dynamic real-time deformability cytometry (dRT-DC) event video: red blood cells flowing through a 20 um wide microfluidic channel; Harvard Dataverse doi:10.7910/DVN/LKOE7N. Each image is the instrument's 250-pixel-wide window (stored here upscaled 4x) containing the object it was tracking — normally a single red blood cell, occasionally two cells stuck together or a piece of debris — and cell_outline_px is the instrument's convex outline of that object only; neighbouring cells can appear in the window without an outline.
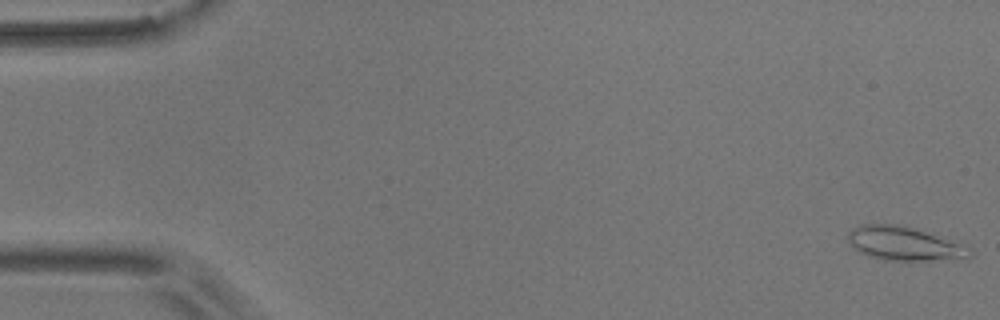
{"species": "common noctule bat (a hibernating species)", "species_latin": "Nyctalus noctula", "temperature_condition": "room temperature", "stored_images_in_passage": 55, "camera_frame_rate_fps": 3000, "um_per_image_px": 0.085, "animal": {"sex": "male", "body_mass_g": 17.9}, "frame": {"image": 1, "passage_image": 1, "time_ms": 0.0, "image_size_px": [1000, 320], "cell_outline_px": [[972, 256], [928, 260], [880, 260], [868, 256], [860, 252], [848, 240], [848, 232], [852, 228], [860, 224], [904, 224], [972, 248]], "centroid_in_image_um": [76.8, 20.68], "position_along_channel_um": 8.2, "area_um2": 23.7}}
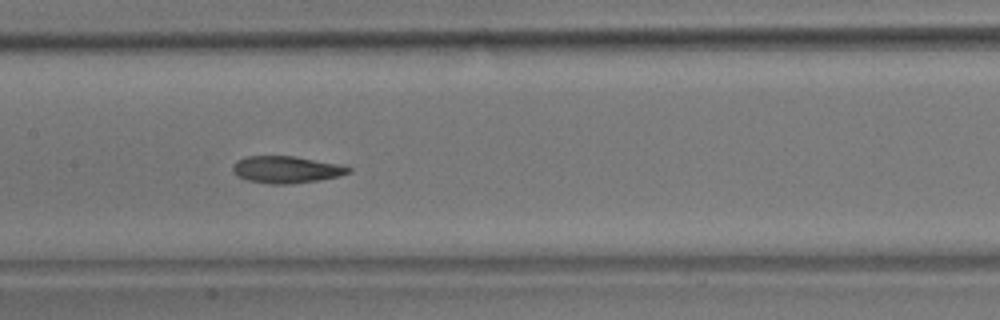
{"frame": {"image": 2, "passage_image": 27, "time_ms": 8.667, "image_size_px": [1000, 320], "cell_outline_px": [[352, 172], [340, 176], [320, 180], [292, 184], [268, 184], [248, 180], [236, 176], [232, 172], [232, 164], [236, 160], [248, 156], [296, 156], [336, 164], [352, 168]], "centroid_in_image_um": [24.3, 14.42], "position_along_channel_um": 183.1, "area_um2": 18.38}}
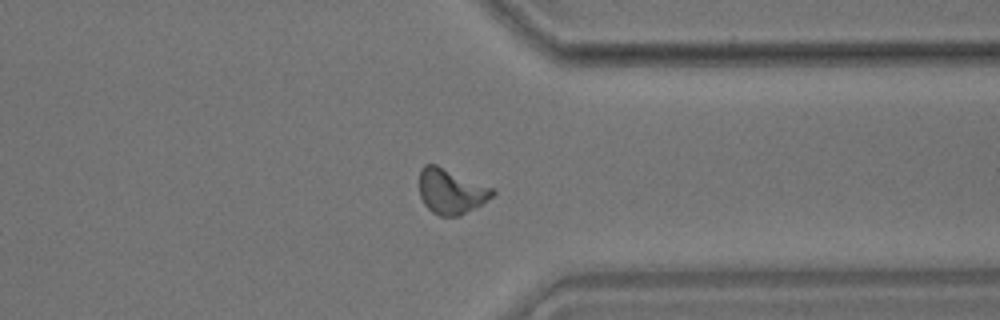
{"frame": {"image": 3, "passage_image": 43, "time_ms": 14.0, "image_size_px": [1000, 320], "cell_outline_px": [[496, 192], [492, 196], [476, 208], [460, 216], [440, 216], [432, 212], [424, 204], [420, 196], [420, 168], [424, 164], [436, 164], [496, 188]], "centroid_in_image_um": [38.36, 16.25], "position_along_channel_um": 373.0, "area_um2": 19.54}, "authors_computed_cell_mechanics": {"area_um2": 18.9006, "velocity_mm_per_s": 3.6169, "shape_relaxation_time_tau1_ms": 5.9313, "shape_relaxation_time_tau2_ms": 3.4177, "deformation_change_tau1": 0.1642, "deformation_change_tau2": 0.1077}}